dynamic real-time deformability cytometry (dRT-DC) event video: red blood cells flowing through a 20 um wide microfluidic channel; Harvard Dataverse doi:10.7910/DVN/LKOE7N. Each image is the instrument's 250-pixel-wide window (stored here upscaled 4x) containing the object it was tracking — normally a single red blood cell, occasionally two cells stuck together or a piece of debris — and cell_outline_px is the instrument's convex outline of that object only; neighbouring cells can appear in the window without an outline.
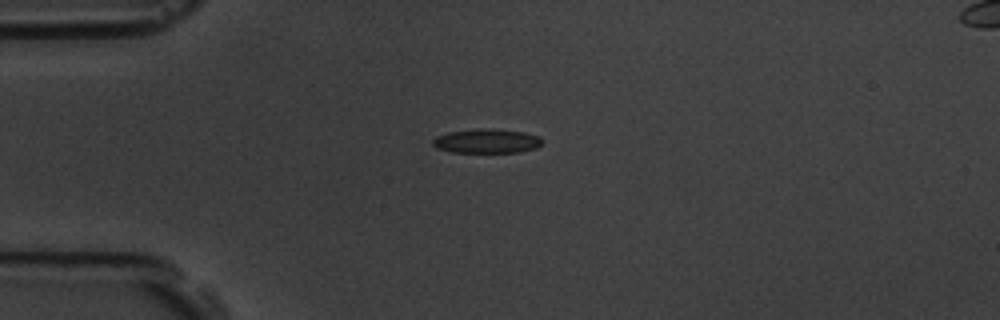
{"species": "common noctule bat (a hibernating species)", "species_latin": "Nyctalus noctula", "temperature_condition": "room temperature", "stored_images_in_passage": 7, "camera_frame_rate_fps": 3000, "um_per_image_px": 0.085, "animal": {"sex": "male", "body_mass_g": 19.5, "forearm_length_mm": 54.6}, "frame": {"image": 1, "passage_image": 4, "time_ms": 3.667, "image_size_px": [1000, 320], "cell_outline_px": [[540, 144], [536, 148], [520, 152], [452, 152], [436, 148], [432, 144], [432, 140], [436, 136], [448, 132], [484, 128], [492, 128], [524, 132], [540, 136]], "centroid_in_image_um": [41.35, 11.98], "position_along_channel_um": 43.7, "area_um2": 15.43}}
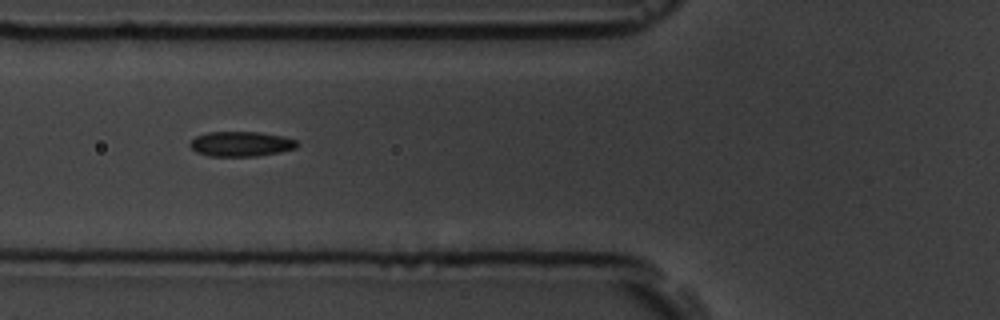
{"frame": {"image": 2, "passage_image": 6, "time_ms": 6.0, "image_size_px": [1000, 320], "cell_outline_px": [[300, 144], [296, 148], [280, 152], [256, 156], [208, 156], [196, 152], [188, 144], [196, 136], [208, 132], [260, 132], [284, 136], [296, 140]], "centroid_in_image_um": [20.5, 12.23], "position_along_channel_um": 105.3, "area_um2": 15.66}}
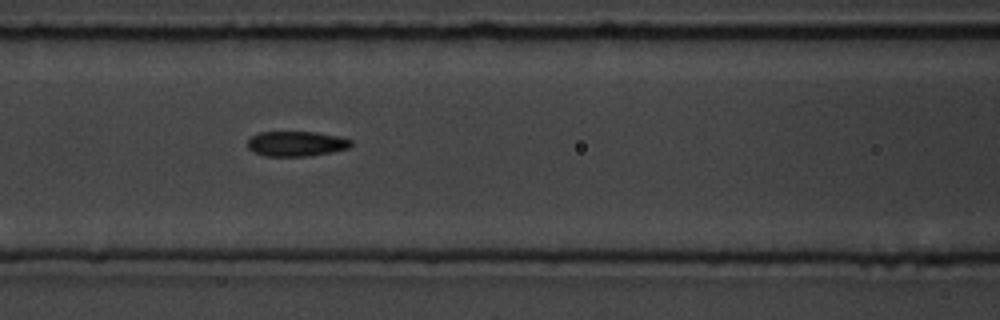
{"frame": {"image": 3, "passage_image": 7, "time_ms": 7.0, "image_size_px": [1000, 320], "cell_outline_px": [[352, 144], [348, 148], [332, 152], [308, 156], [264, 156], [252, 152], [248, 148], [248, 140], [252, 136], [260, 132], [316, 132], [336, 136], [352, 140]], "centroid_in_image_um": [25.16, 12.22], "position_along_channel_um": 141.4, "area_um2": 15.09}}